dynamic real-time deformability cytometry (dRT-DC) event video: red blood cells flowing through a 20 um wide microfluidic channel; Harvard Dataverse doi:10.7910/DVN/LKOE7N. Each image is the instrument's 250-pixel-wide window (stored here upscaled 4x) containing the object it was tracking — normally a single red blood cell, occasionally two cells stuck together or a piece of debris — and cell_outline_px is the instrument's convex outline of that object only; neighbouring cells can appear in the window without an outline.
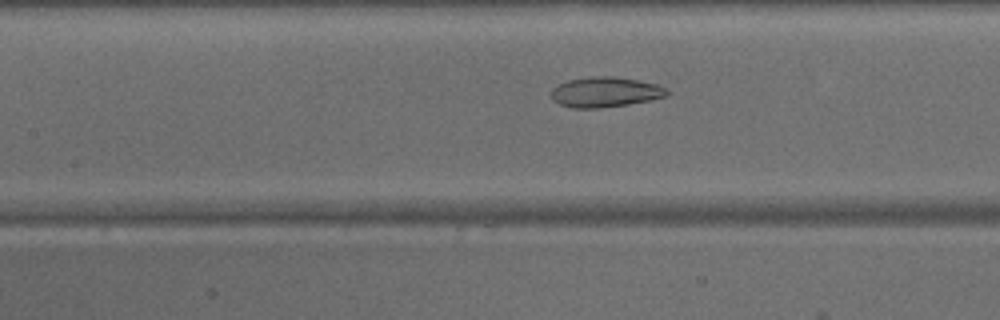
{"species": "common noctule bat (a hibernating species)", "species_latin": "Nyctalus noctula", "temperature_condition": "warm", "stored_images_in_passage": 45, "camera_frame_rate_fps": 3000, "um_per_image_px": 0.085, "animal": {"sex": "male", "body_mass_g": 15.6}, "frame": {"image": 1, "passage_image": 19, "time_ms": 6.0, "image_size_px": [1000, 320], "cell_outline_px": [[668, 96], [652, 100], [628, 104], [600, 108], [572, 108], [560, 104], [552, 100], [552, 88], [568, 80], [592, 76], [612, 76], [640, 80], [656, 84], [664, 88], [668, 92]], "centroid_in_image_um": [51.45, 7.83], "position_along_channel_um": 155.9, "area_um2": 20.35}}
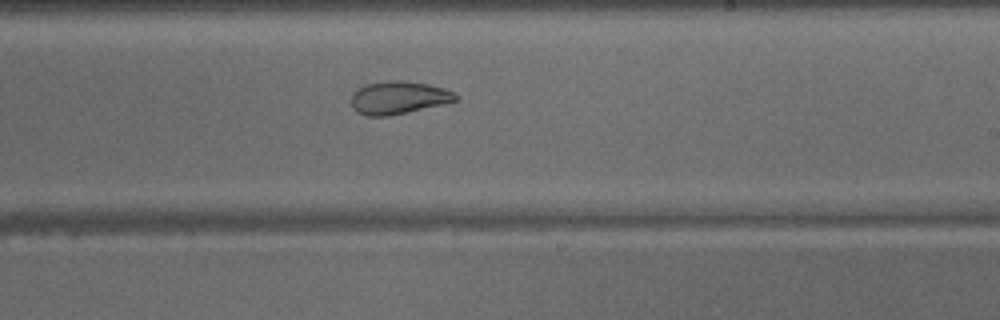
{"frame": {"image": 2, "passage_image": 26, "time_ms": 8.333, "image_size_px": [1000, 320], "cell_outline_px": [[460, 100], [444, 104], [388, 116], [368, 116], [356, 112], [348, 100], [352, 92], [368, 84], [396, 80], [400, 80], [428, 84], [444, 88], [460, 96]], "centroid_in_image_um": [33.87, 8.31], "position_along_channel_um": 255.1, "area_um2": 20.06}}
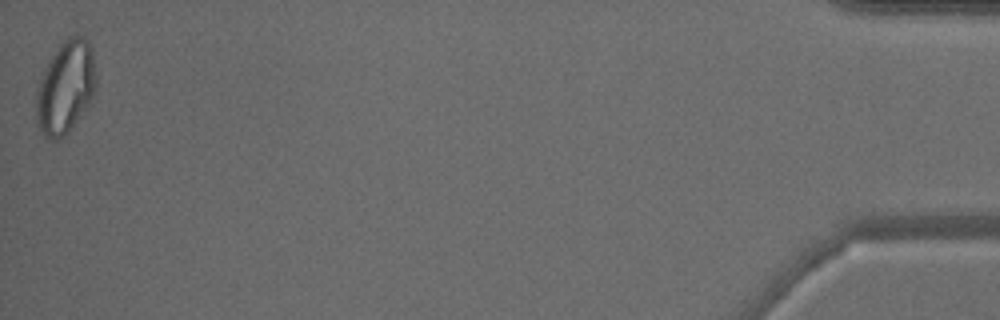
{"frame": {"image": 3, "passage_image": 45, "time_ms": 14.667, "image_size_px": [1000, 320], "cell_outline_px": [[96, 84], [92, 96], [88, 104], [68, 132], [64, 136], [56, 140], [44, 140], [36, 120], [36, 92], [44, 68], [56, 48], [64, 40], [72, 36], [80, 36], [88, 40], [92, 48], [96, 72]], "centroid_in_image_um": [5.55, 7.43], "position_along_channel_um": 429.6, "area_um2": 32.37}}